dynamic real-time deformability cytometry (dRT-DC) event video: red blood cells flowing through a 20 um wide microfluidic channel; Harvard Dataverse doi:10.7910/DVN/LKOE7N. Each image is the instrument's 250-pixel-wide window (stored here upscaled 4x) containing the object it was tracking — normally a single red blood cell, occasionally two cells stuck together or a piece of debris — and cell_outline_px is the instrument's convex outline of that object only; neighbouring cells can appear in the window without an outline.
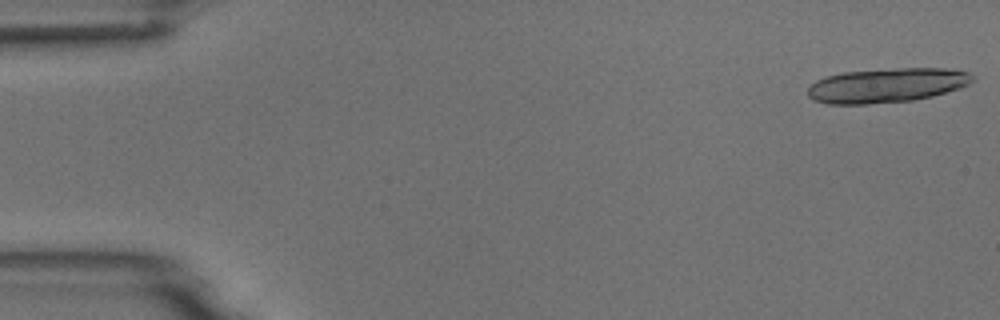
{"species": "common noctule bat (a hibernating species)", "species_latin": "Nyctalus noctula", "temperature_condition": "room temperature", "stored_images_in_passage": 18, "camera_frame_rate_fps": 3000, "um_per_image_px": 0.085, "animal": {"sex": "male", "body_mass_g": 18.8}, "frame": {"image": 1, "passage_image": 1, "time_ms": 0.0, "image_size_px": [1000, 320], "cell_outline_px": [[976, 80], [960, 88], [932, 96], [912, 100], [868, 104], [828, 104], [812, 100], [808, 96], [808, 88], [816, 80], [824, 76], [844, 72], [896, 68], [956, 68], [968, 72], [976, 76]], "centroid_in_image_um": [75.41, 7.24], "position_along_channel_um": 9.6, "area_um2": 33.41}}